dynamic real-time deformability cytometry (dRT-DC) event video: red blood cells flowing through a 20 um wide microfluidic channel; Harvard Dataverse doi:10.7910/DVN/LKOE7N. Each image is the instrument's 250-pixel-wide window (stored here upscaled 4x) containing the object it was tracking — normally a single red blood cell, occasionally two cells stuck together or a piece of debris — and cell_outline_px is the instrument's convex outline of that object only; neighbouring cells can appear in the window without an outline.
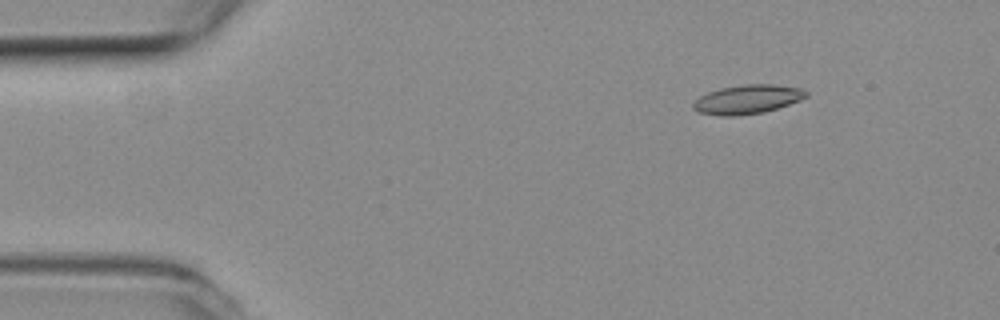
{"species": "common noctule bat (a hibernating species)", "species_latin": "Nyctalus noctula", "temperature_condition": "room temperature", "stored_images_in_passage": 53, "camera_frame_rate_fps": 3000, "um_per_image_px": 0.085, "animal": {"sex": "female", "body_mass_g": 19.3, "forearm_length_mm": 54.1}, "frame": {"image": 1, "passage_image": 7, "time_ms": 2.0, "image_size_px": [1000, 320], "cell_outline_px": [[808, 96], [800, 100], [764, 112], [732, 116], [724, 116], [700, 112], [692, 108], [692, 104], [700, 96], [708, 92], [720, 88], [744, 84], [772, 84], [804, 88], [808, 92]], "centroid_in_image_um": [63.56, 8.43], "position_along_channel_um": 21.4, "area_um2": 19.02}}
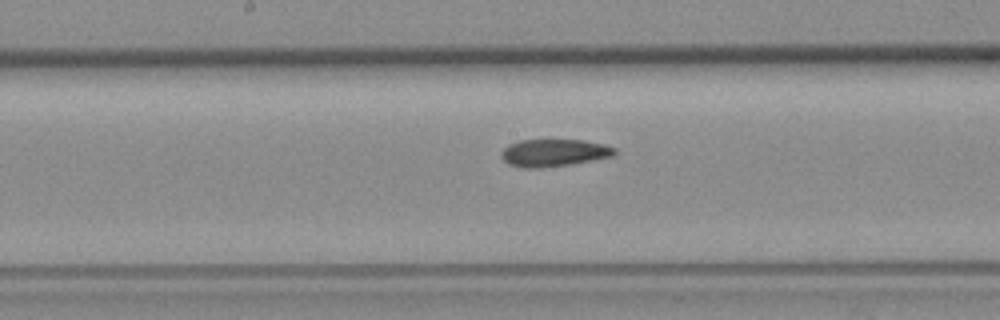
{"frame": {"image": 2, "passage_image": 27, "time_ms": 8.667, "image_size_px": [1000, 320], "cell_outline_px": [[616, 156], [568, 164], [540, 168], [524, 168], [508, 164], [500, 156], [500, 152], [508, 144], [520, 140], [584, 140], [604, 144], [616, 148]], "centroid_in_image_um": [47.08, 12.98], "position_along_channel_um": 201.1, "area_um2": 18.15}}
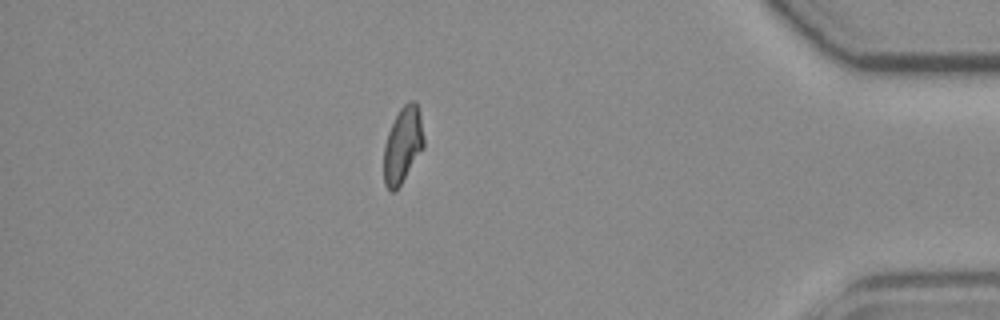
{"frame": {"image": 3, "passage_image": 46, "time_ms": 15.0, "image_size_px": [1000, 320], "cell_outline_px": [[424, 148], [396, 192], [392, 192], [384, 184], [384, 144], [388, 132], [400, 108], [408, 100], [416, 100], [420, 116], [424, 140]], "centroid_in_image_um": [34.23, 12.34], "position_along_channel_um": 401.0, "area_um2": 17.8}, "authors_computed_cell_mechanics": {"area_um2": 18.2648, "velocity_mm_per_s": 3.8727, "shape_relaxation_time_tau1_ms": 11.2558, "shape_relaxation_time_tau2_ms": 3.2808, "deformation_change_tau1": 0.2268, "deformation_change_tau2": 0.1032}}